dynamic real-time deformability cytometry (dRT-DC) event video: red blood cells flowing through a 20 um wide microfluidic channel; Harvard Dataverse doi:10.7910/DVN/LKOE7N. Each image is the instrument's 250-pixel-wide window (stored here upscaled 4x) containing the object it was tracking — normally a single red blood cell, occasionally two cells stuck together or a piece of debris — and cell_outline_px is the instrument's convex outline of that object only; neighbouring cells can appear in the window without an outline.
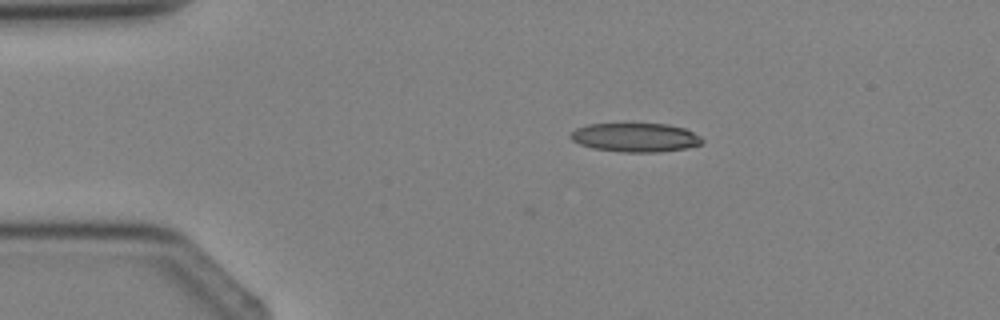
{"species": "Egyptian fruit bat (a non-hibernating species)", "species_latin": "Rousettus aegyptiacus", "temperature_condition": "cold", "stored_images_in_passage": 4, "segment_of_instrument_passage": [1, 2], "camera_frame_rate_fps": 3000, "um_per_image_px": 0.085, "animal": {"sex": "female"}, "frame": {"image": 1, "passage_image": 2, "time_ms": 1.333, "image_size_px": [1000, 320], "cell_outline_px": [[704, 140], [700, 144], [688, 148], [660, 152], [620, 152], [592, 148], [580, 144], [572, 140], [568, 136], [576, 128], [588, 124], [668, 124], [684, 128], [700, 136]], "centroid_in_image_um": [54.0, 11.69], "position_along_channel_um": 31.0, "area_um2": 22.2}}